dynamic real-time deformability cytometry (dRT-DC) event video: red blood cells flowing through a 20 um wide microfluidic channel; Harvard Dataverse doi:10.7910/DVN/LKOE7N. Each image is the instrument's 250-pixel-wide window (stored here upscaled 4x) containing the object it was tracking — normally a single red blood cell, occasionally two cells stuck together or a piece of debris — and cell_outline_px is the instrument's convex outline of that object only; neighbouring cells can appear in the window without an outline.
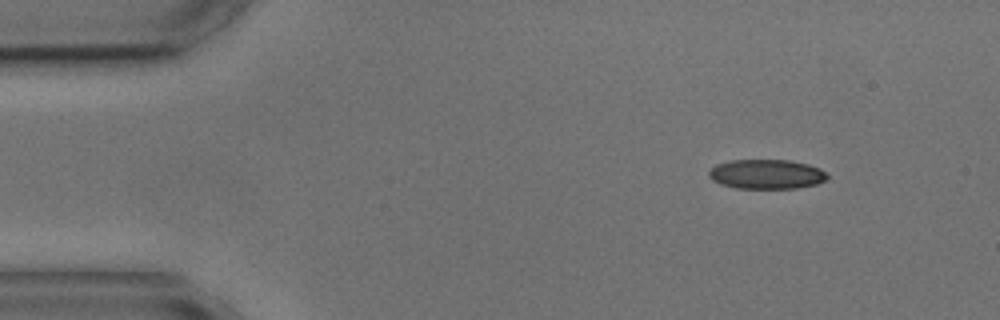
{"species": "common noctule bat (a hibernating species)", "species_latin": "Nyctalus noctula", "temperature_condition": "cold", "stored_images_in_passage": 9, "camera_frame_rate_fps": 3000, "um_per_image_px": 0.085, "animal": {"sex": "male", "body_mass_g": 17.9, "forearm_length_mm": 54.2}, "frame": {"image": 1, "passage_image": 1, "time_ms": 0.0, "image_size_px": [1000, 320], "cell_outline_px": [[828, 176], [824, 180], [816, 184], [796, 188], [736, 188], [720, 184], [712, 180], [708, 176], [708, 172], [716, 164], [732, 160], [788, 160], [808, 164], [820, 168]], "centroid_in_image_um": [65.12, 14.8], "position_along_channel_um": 19.9, "area_um2": 20.29}}
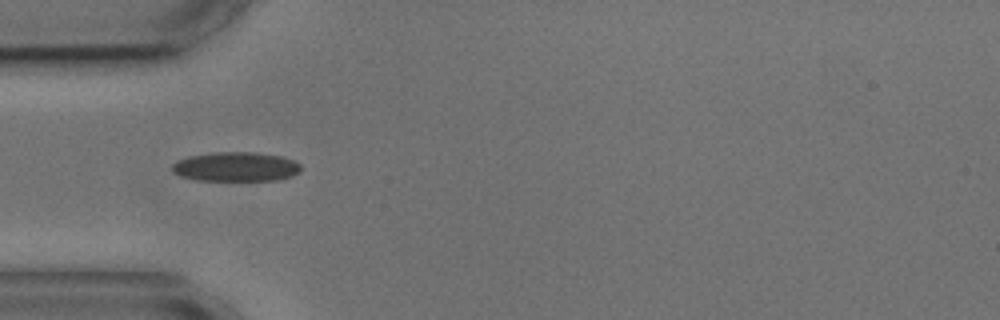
{"frame": {"image": 2, "passage_image": 4, "time_ms": 3.333, "image_size_px": [1000, 320], "cell_outline_px": [[300, 172], [284, 180], [196, 180], [180, 176], [172, 172], [172, 164], [176, 160], [188, 156], [216, 152], [256, 152], [284, 156], [300, 164]], "centroid_in_image_um": [20.06, 14.17], "position_along_channel_um": 64.9, "area_um2": 22.31}}